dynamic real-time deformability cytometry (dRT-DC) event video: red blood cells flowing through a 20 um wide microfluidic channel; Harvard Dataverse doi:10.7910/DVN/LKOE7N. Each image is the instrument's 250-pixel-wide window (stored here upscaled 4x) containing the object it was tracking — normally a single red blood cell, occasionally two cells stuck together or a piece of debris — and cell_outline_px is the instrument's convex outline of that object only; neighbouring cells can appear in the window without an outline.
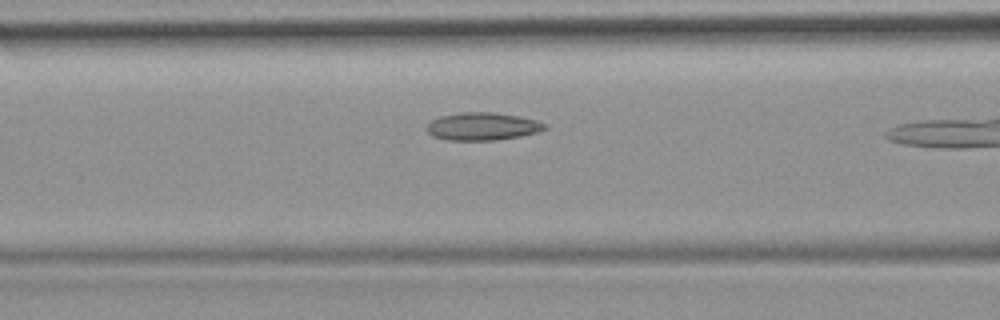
{"species": "common noctule bat (a hibernating species)", "species_latin": "Nyctalus noctula", "temperature_condition": "room temperature", "stored_images_in_passage": 6, "camera_frame_rate_fps": 3000, "um_per_image_px": 0.085, "animal": {"sex": "female", "body_mass_g": 19.9}, "frame": {"image": 1, "passage_image": 5, "time_ms": 5.667, "image_size_px": [1000, 320], "cell_outline_px": [[548, 128], [540, 132], [520, 136], [496, 140], [448, 140], [432, 136], [424, 128], [432, 120], [440, 116], [460, 112], [492, 112], [520, 116], [536, 120], [548, 124]], "centroid_in_image_um": [41.03, 10.74], "position_along_channel_um": 125.6, "area_um2": 19.31}}